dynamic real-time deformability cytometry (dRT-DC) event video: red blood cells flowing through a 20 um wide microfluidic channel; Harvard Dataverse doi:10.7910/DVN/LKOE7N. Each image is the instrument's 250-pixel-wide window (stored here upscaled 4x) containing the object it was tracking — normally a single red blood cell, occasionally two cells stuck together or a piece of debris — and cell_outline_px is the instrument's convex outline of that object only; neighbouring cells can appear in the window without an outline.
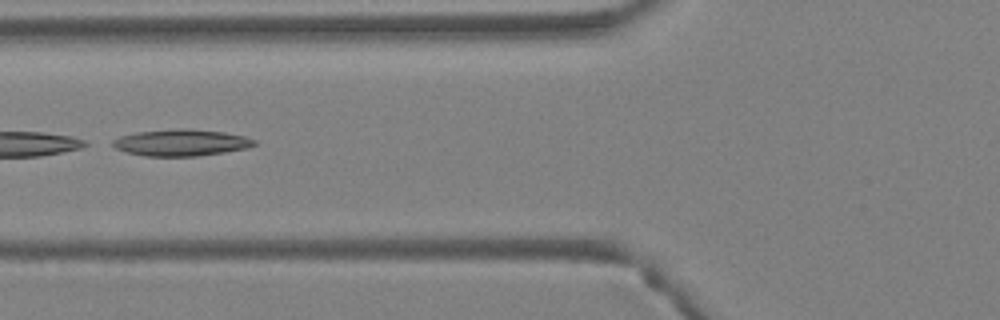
{"species": "Egyptian fruit bat (a non-hibernating species)", "species_latin": "Rousettus aegyptiacus", "temperature_condition": "warm", "stored_images_in_passage": 5, "camera_frame_rate_fps": 3000, "um_per_image_px": 0.085, "animal": {"sex": "female"}, "frame": {"image": 1, "passage_image": 5, "time_ms": 1.333, "image_size_px": [1000, 320], "cell_outline_px": [[256, 144], [248, 148], [224, 152], [196, 156], [144, 156], [128, 152], [116, 148], [112, 144], [112, 140], [120, 136], [136, 132], [184, 128], [224, 132], [244, 136], [256, 140]], "centroid_in_image_um": [15.41, 12.12], "position_along_channel_um": 110.4, "area_um2": 21.79}}